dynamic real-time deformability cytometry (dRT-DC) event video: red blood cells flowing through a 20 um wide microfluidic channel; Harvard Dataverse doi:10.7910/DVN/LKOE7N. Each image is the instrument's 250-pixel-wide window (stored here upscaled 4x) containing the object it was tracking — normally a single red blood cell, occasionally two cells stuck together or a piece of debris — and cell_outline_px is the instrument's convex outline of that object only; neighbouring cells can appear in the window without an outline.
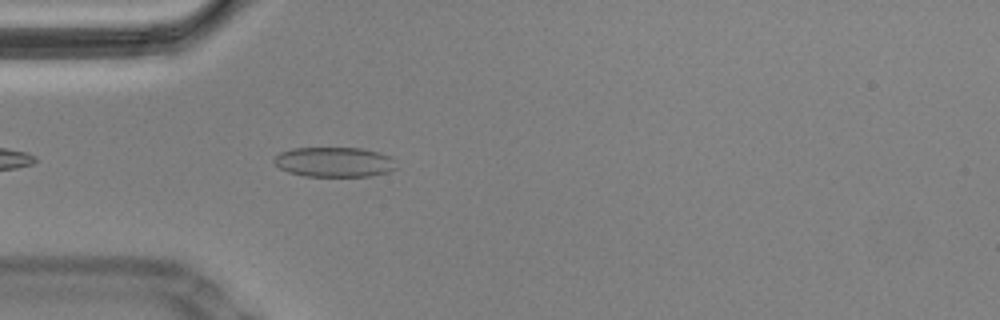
{"species": "Egyptian fruit bat (a non-hibernating species)", "species_latin": "Rousettus aegyptiacus", "temperature_condition": "cold", "stored_images_in_passage": 22, "camera_frame_rate_fps": 3000, "um_per_image_px": 0.085, "animal": {"sex": "male"}, "frame": {"image": 1, "passage_image": 4, "time_ms": 1.0, "image_size_px": [1000, 320], "cell_outline_px": [[400, 168], [388, 172], [368, 176], [304, 176], [288, 172], [280, 168], [272, 160], [280, 152], [292, 148], [364, 148], [392, 156], [396, 160]], "centroid_in_image_um": [28.48, 13.77], "position_along_channel_um": 56.5, "area_um2": 21.62}}